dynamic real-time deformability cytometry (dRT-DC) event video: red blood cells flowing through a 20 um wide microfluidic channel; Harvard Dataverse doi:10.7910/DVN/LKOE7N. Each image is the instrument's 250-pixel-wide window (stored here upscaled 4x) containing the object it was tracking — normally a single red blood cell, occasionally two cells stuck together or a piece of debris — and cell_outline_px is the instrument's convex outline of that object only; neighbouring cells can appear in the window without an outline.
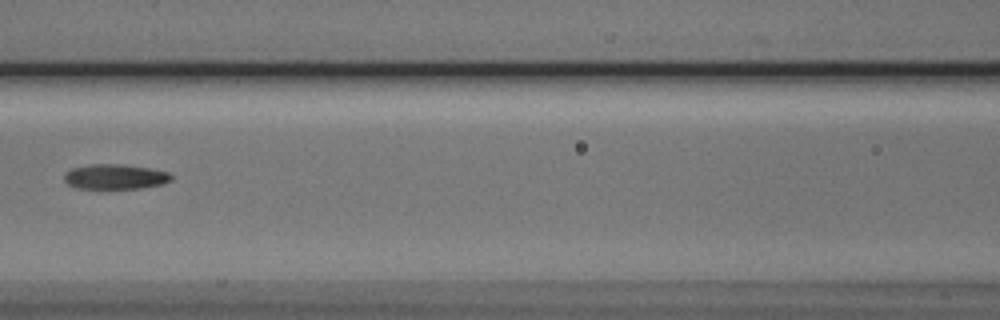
{"species": "Egyptian fruit bat (a non-hibernating species)", "species_latin": "Rousettus aegyptiacus", "temperature_condition": "cold", "stored_images_in_passage": 7, "segment_of_instrument_passage": [2, 2], "camera_frame_rate_fps": 3000, "um_per_image_px": 0.085, "animal": {"sex": "male"}, "frame": {"image": 1, "passage_image": 7, "time_ms": 7.667, "image_size_px": [1000, 320], "cell_outline_px": [[172, 180], [164, 184], [140, 188], [76, 188], [68, 184], [64, 180], [64, 172], [72, 168], [92, 164], [120, 164], [148, 168], [168, 172], [172, 176]], "centroid_in_image_um": [9.78, 15.02], "position_along_channel_um": 156.8, "area_um2": 15.55}}